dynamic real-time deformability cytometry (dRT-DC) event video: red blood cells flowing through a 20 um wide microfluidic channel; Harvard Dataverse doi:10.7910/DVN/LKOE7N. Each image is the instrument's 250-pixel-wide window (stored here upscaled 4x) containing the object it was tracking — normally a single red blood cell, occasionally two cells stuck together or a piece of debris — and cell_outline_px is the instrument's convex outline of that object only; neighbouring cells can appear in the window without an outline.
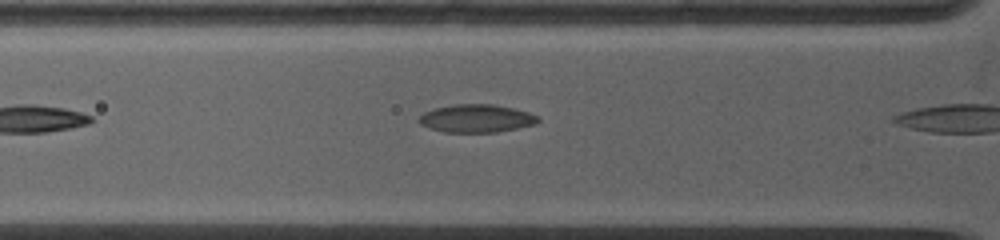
{"species": "common noctule bat (a hibernating species)", "species_latin": "Nyctalus noctula", "temperature_condition": "warm", "stored_images_in_passage": 5, "camera_frame_rate_fps": 5000, "um_per_image_px": 0.085, "animal": {"sex": "female", "body_mass_g": 19.0, "forearm_length_mm": 53.3}, "frame": {"image": 1, "passage_image": 5, "time_ms": 2.4, "image_size_px": [1000, 240], "cell_outline_px": [[540, 120], [536, 124], [496, 132], [444, 132], [428, 128], [420, 124], [416, 120], [424, 112], [432, 108], [456, 104], [496, 104], [528, 112], [540, 116]], "centroid_in_image_um": [40.47, 10.06], "position_along_channel_um": 85.3, "area_um2": 19.59}}